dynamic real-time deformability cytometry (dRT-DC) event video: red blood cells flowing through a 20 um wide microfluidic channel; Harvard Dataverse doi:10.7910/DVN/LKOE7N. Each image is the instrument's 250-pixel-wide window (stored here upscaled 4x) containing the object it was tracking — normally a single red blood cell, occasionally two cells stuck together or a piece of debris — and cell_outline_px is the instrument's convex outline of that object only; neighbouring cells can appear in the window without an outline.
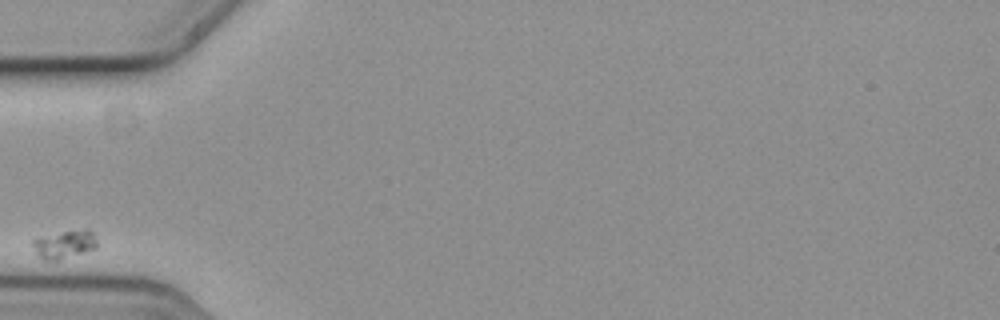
{"species": "common noctule bat (a hibernating species)", "species_latin": "Nyctalus noctula", "temperature_condition": "cold", "stored_images_in_passage": 1, "camera_frame_rate_fps": 3000, "um_per_image_px": 0.085, "animal": {"sex": "female", "body_mass_g": 19.3, "forearm_length_mm": 54.1}, "frame": {"image": 1, "passage_image": 1, "time_ms": 0.0, "image_size_px": [1000, 320], "cell_outline_px": [[96, 248], [60, 260], [44, 260], [36, 252], [32, 244], [32, 240], [64, 232], [84, 228], [88, 228], [92, 232], [96, 240]], "centroid_in_image_um": [5.52, 20.77], "position_along_channel_um": 79.5, "area_um2": 10.23}}